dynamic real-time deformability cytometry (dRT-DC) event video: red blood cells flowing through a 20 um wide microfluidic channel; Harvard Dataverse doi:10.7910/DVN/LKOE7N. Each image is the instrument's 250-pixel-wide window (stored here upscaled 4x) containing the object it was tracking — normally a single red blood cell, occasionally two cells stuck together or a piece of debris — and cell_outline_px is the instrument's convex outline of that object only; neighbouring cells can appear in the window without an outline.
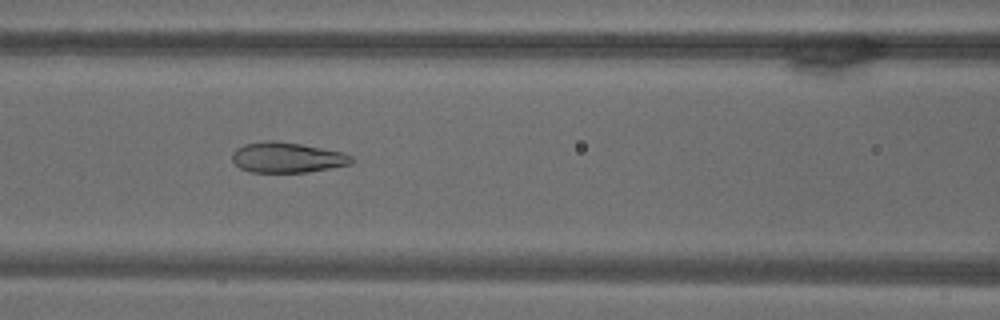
{"species": "common noctule bat (a hibernating species)", "species_latin": "Nyctalus noctula", "temperature_condition": "warm", "stored_images_in_passage": 51, "camera_frame_rate_fps": 3000, "um_per_image_px": 0.085, "animal": {"sex": "male", "body_mass_g": 18.8}, "frame": {"image": 1, "passage_image": 23, "time_ms": 7.333, "image_size_px": [1000, 320], "cell_outline_px": [[352, 164], [308, 172], [252, 172], [240, 168], [232, 160], [232, 152], [236, 148], [244, 144], [264, 140], [276, 140], [300, 144], [344, 152], [352, 156]], "centroid_in_image_um": [24.39, 13.38], "position_along_channel_um": 142.2, "area_um2": 21.21}}
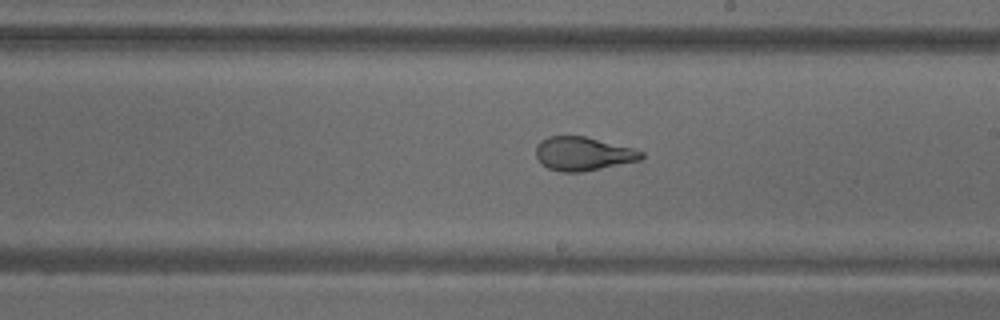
{"frame": {"image": 2, "passage_image": 33, "time_ms": 10.667, "image_size_px": [1000, 320], "cell_outline_px": [[644, 156], [640, 160], [580, 172], [560, 172], [548, 168], [540, 164], [536, 156], [536, 144], [540, 140], [548, 136], [584, 136], [632, 148], [644, 152]], "centroid_in_image_um": [49.51, 13.07], "position_along_channel_um": 239.5, "area_um2": 20.63}}
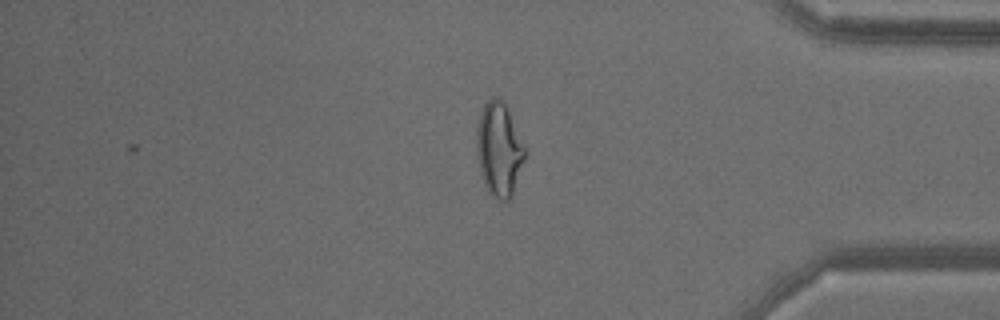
{"frame": {"image": 3, "passage_image": 51, "time_ms": 16.667, "image_size_px": [1000, 320], "cell_outline_px": [[524, 160], [512, 196], [508, 200], [500, 200], [484, 184], [480, 172], [476, 152], [476, 128], [480, 112], [484, 104], [492, 96], [496, 96], [504, 104], [508, 112], [524, 148]], "centroid_in_image_um": [42.37, 12.69], "position_along_channel_um": 392.8, "area_um2": 25.66}}